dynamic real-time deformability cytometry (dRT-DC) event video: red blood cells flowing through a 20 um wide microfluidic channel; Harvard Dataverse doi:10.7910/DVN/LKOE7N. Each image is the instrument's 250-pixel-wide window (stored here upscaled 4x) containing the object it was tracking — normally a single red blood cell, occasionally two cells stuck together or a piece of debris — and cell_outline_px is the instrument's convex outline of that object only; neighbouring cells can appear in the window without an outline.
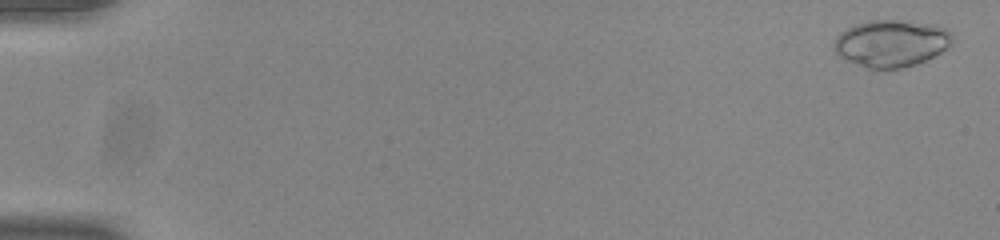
{"species": "common noctule bat (a hibernating species)", "species_latin": "Nyctalus noctula", "temperature_condition": "room temperature", "stored_images_in_passage": 10, "camera_frame_rate_fps": 3000, "um_per_image_px": 0.085, "animal": {"sex": "male", "body_mass_g": 20.0, "forearm_length_mm": 53.3}, "frame": {"image": 1, "passage_image": 2, "time_ms": 0.333, "image_size_px": [1000, 240], "cell_outline_px": [[952, 36], [948, 44], [940, 52], [916, 64], [900, 68], [868, 68], [848, 60], [840, 56], [832, 48], [832, 44], [836, 36], [840, 32], [856, 24], [868, 20], [904, 20], [936, 24], [948, 28], [952, 32]], "centroid_in_image_um": [75.73, 3.65], "position_along_channel_um": 9.3, "area_um2": 32.25}}